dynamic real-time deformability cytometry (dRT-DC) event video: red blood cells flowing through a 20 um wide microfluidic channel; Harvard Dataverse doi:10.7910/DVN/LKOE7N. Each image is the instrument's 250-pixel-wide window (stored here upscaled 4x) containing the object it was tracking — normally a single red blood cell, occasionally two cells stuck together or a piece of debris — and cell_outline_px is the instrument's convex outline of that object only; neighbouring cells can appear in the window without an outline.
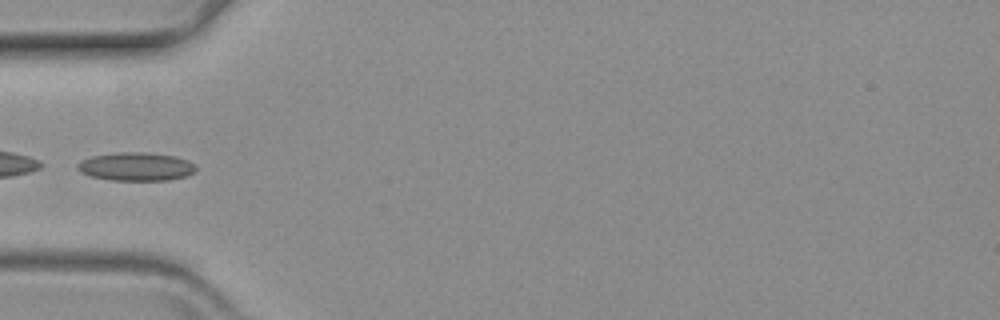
{"species": "common noctule bat (a hibernating species)", "species_latin": "Nyctalus noctula", "temperature_condition": "warm", "stored_images_in_passage": 40, "camera_frame_rate_fps": 3000, "um_per_image_px": 0.085, "animal": {"sex": "female", "body_mass_g": 19.3, "forearm_length_mm": 54.1}, "frame": {"image": 1, "passage_image": 1, "time_ms": 0.0, "image_size_px": [1000, 320], "cell_outline_px": [[196, 172], [188, 176], [168, 180], [112, 180], [92, 176], [80, 172], [76, 168], [76, 164], [80, 160], [92, 156], [116, 152], [144, 152], [176, 156], [188, 160], [196, 164]], "centroid_in_image_um": [11.59, 14.15], "position_along_channel_um": 73.4, "area_um2": 19.83}}